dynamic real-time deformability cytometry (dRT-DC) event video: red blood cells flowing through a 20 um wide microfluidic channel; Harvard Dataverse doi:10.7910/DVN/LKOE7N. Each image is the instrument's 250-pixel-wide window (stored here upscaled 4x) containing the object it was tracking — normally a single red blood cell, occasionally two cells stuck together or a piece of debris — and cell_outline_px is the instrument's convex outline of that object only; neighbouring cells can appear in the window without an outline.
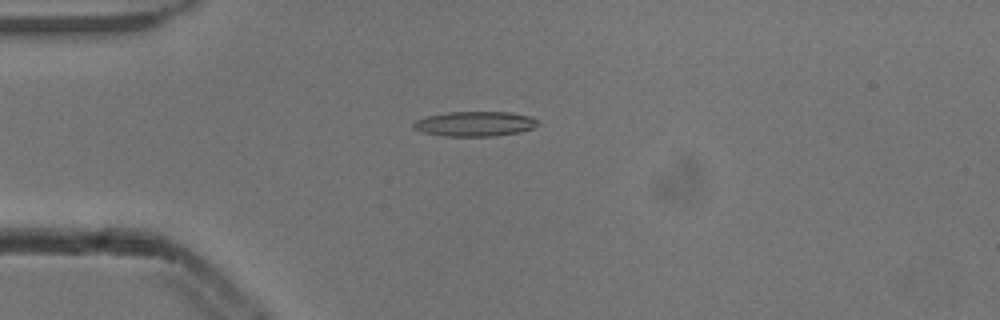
{"species": "common noctule bat (a hibernating species)", "species_latin": "Nyctalus noctula", "temperature_condition": "cold", "stored_images_in_passage": 4, "camera_frame_rate_fps": 3000, "um_per_image_px": 0.085, "animal": {"sex": "male", "body_mass_g": 13.3}, "frame": {"image": 1, "passage_image": 4, "time_ms": 1.0, "image_size_px": [1000, 320], "cell_outline_px": [[540, 124], [532, 128], [520, 132], [496, 136], [444, 136], [424, 132], [412, 128], [412, 124], [416, 120], [428, 116], [448, 112], [508, 112], [532, 116], [540, 120]], "centroid_in_image_um": [40.42, 10.52], "position_along_channel_um": 44.6, "area_um2": 18.15}}